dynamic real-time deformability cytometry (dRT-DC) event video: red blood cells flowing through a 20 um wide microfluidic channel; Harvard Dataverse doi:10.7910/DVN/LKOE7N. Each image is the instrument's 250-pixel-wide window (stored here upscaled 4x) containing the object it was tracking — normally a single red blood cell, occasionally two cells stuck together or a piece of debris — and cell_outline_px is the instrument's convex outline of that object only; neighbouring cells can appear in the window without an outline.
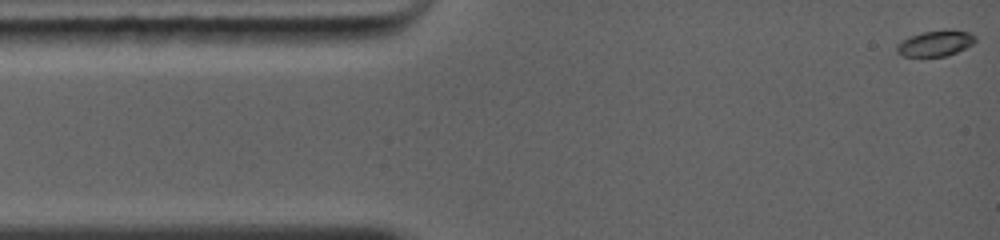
{"species": "common noctule bat (a hibernating species)", "species_latin": "Nyctalus noctula", "temperature_condition": "warm", "stored_images_in_passage": 27, "camera_frame_rate_fps": 5000, "um_per_image_px": 0.085, "animal": {"sex": "female", "body_mass_g": 19.0, "forearm_length_mm": 56.7}, "frame": {"image": 1, "passage_image": 1, "time_ms": 0.0, "image_size_px": [1000, 240], "cell_outline_px": [[976, 40], [972, 44], [948, 56], [900, 56], [896, 52], [896, 44], [908, 36], [920, 32], [948, 28], [968, 32], [976, 36]], "centroid_in_image_um": [79.48, 3.66], "position_along_channel_um": 5.5, "area_um2": 12.08}}
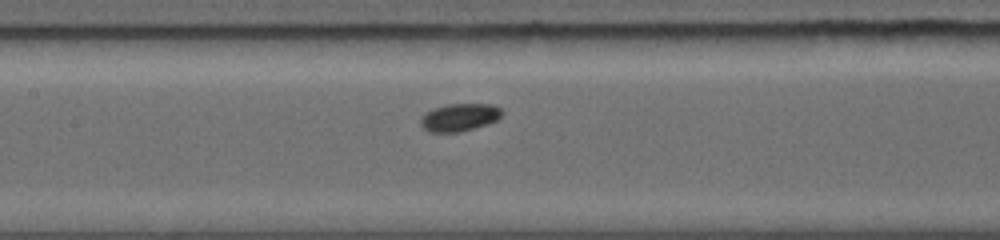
{"frame": {"image": 2, "passage_image": 12, "time_ms": 5.6, "image_size_px": [1000, 240], "cell_outline_px": [[504, 112], [496, 120], [488, 124], [460, 132], [428, 132], [420, 124], [420, 116], [424, 112], [432, 108], [448, 104], [492, 104], [500, 108]], "centroid_in_image_um": [39.02, 9.97], "position_along_channel_um": 168.4, "area_um2": 13.29}}
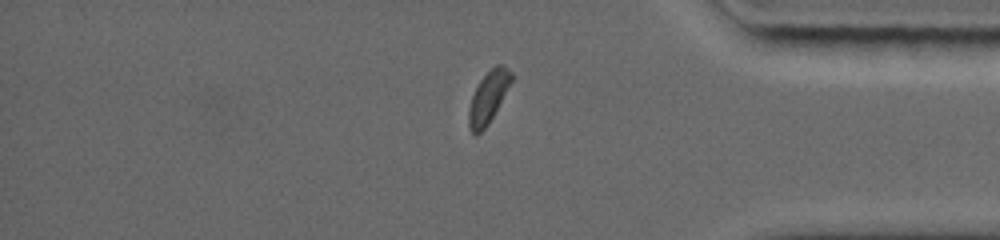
{"frame": {"image": 3, "passage_image": 22, "time_ms": 11.2, "image_size_px": [1000, 240], "cell_outline_px": [[512, 80], [488, 124], [476, 136], [468, 128], [468, 108], [472, 96], [480, 80], [496, 64], [504, 64], [512, 72]], "centroid_in_image_um": [41.48, 8.26], "position_along_channel_um": 393.7, "area_um2": 12.6}, "authors_computed_cell_mechanics": {"area_um2": 12.5426, "velocity_mm_per_s": 4.3293, "shape_relaxation_time_tau1_ms": 1.315, "shape_relaxation_time_tau2_ms": null, "deformation_change_tau1": 0.1086, "deformation_change_tau2": null}}